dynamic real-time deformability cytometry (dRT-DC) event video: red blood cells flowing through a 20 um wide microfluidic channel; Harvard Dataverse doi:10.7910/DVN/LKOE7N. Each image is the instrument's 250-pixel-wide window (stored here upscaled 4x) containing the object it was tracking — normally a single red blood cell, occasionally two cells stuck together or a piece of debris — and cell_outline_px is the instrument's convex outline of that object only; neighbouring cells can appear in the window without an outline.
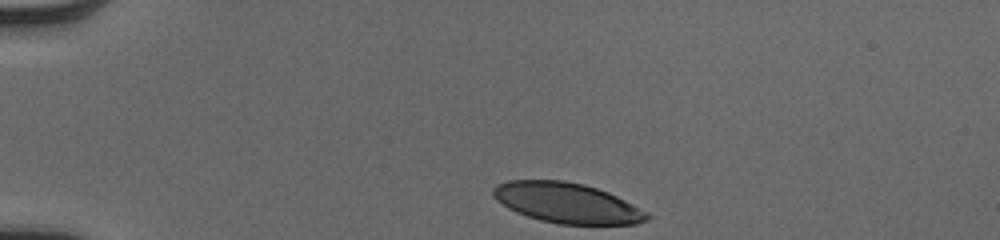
{"species": "human", "species_latin": "Homo sapiens", "temperature_condition": "cold", "stored_images_in_passage": 31, "camera_frame_rate_fps": 3000, "um_per_image_px": 0.085, "donor": {"sex": "male"}, "frame": {"image": 1, "passage_image": 1, "time_ms": 0.0, "image_size_px": [1000, 240], "cell_outline_px": [[652, 216], [648, 220], [636, 224], [556, 224], [540, 220], [516, 212], [508, 208], [496, 200], [492, 196], [492, 188], [496, 184], [508, 180], [564, 180], [584, 184], [608, 192], [648, 212]], "centroid_in_image_um": [48.17, 17.24], "position_along_channel_um": 36.8, "area_um2": 36.24}}
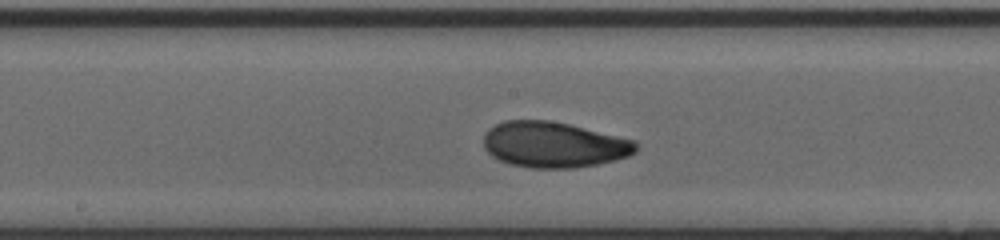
{"frame": {"image": 2, "passage_image": 18, "time_ms": 5.667, "image_size_px": [1000, 240], "cell_outline_px": [[640, 144], [636, 152], [628, 156], [616, 160], [576, 168], [532, 168], [508, 164], [492, 156], [484, 148], [484, 136], [488, 128], [504, 120], [548, 120], [568, 124], [636, 140]], "centroid_in_image_um": [47.09, 12.3], "position_along_channel_um": 201.1, "area_um2": 40.86}}
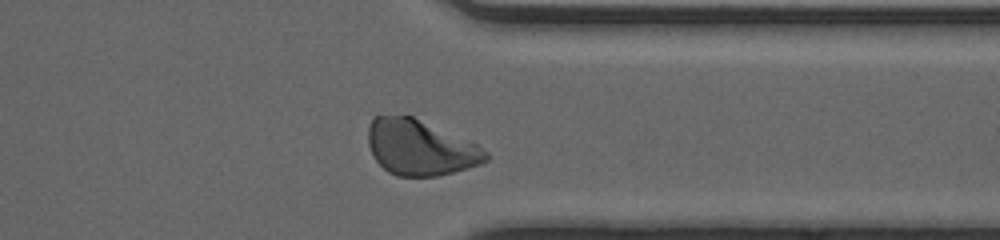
{"frame": {"image": 3, "passage_image": 31, "time_ms": 10.0, "image_size_px": [1000, 240], "cell_outline_px": [[488, 160], [480, 164], [468, 168], [440, 176], [396, 176], [388, 172], [376, 160], [368, 144], [368, 128], [372, 120], [376, 116], [412, 116], [476, 144], [488, 152]], "centroid_in_image_um": [35.72, 12.57], "position_along_channel_um": 375.7, "area_um2": 37.63}, "authors_computed_cell_mechanics": {"area_um2": 39.3618, "velocity_mm_per_s": 4.0265, "shape_relaxation_time_tau1_ms": 2.8636, "shape_relaxation_time_tau2_ms": 1.4758, "deformation_change_tau1": 0.1508, "deformation_change_tau2": 0.063}}